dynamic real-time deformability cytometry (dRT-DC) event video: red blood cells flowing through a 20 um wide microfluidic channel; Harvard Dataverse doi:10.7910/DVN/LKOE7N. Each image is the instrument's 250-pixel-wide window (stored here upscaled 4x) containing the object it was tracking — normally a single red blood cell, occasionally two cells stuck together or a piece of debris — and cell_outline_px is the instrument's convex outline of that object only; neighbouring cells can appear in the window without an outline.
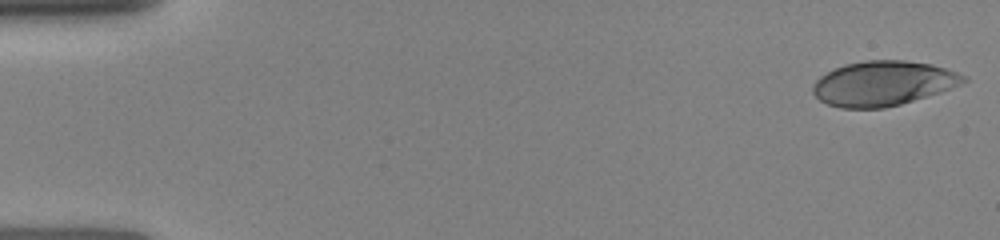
{"species": "human", "species_latin": "Homo sapiens", "temperature_condition": "room temperature", "stored_images_in_passage": 9, "camera_frame_rate_fps": 3000, "um_per_image_px": 0.085, "donor": {"sex": "female"}, "frame": {"image": 1, "passage_image": 1, "time_ms": 0.0, "image_size_px": [1000, 240], "cell_outline_px": [[968, 80], [960, 84], [940, 92], [900, 104], [884, 108], [840, 108], [828, 104], [820, 100], [812, 92], [812, 84], [820, 76], [844, 64], [864, 60], [904, 60], [932, 64], [968, 76]], "centroid_in_image_um": [75.05, 7.08], "position_along_channel_um": 10.0, "area_um2": 39.19}}
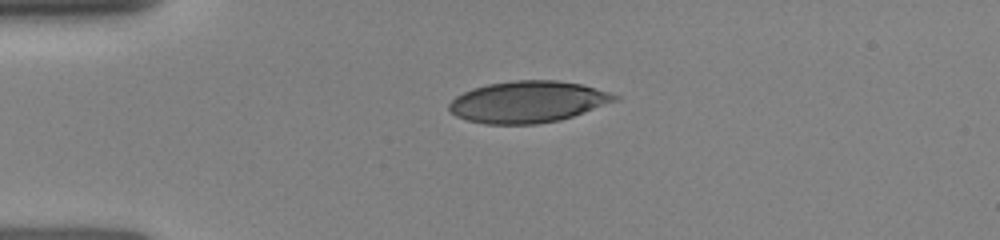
{"frame": {"image": 2, "passage_image": 6, "time_ms": 3.333, "image_size_px": [1000, 240], "cell_outline_px": [[620, 100], [560, 120], [536, 124], [484, 124], [468, 120], [456, 116], [448, 108], [448, 104], [456, 96], [472, 88], [488, 84], [516, 80], [556, 80], [580, 84], [596, 88], [620, 96]], "centroid_in_image_um": [44.88, 8.66], "position_along_channel_um": 40.1, "area_um2": 40.06}}